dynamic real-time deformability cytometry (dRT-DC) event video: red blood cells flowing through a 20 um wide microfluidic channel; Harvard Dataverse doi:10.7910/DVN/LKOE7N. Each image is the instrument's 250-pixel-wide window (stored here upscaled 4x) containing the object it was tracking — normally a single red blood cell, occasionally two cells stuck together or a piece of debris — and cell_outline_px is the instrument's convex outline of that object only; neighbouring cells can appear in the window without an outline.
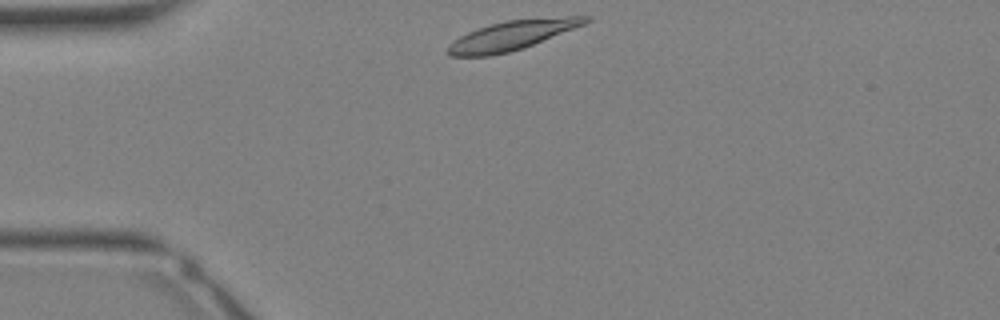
{"species": "Egyptian fruit bat (a non-hibernating species)", "species_latin": "Rousettus aegyptiacus", "temperature_condition": "warm", "stored_images_in_passage": 27, "camera_frame_rate_fps": 3000, "um_per_image_px": 0.085, "animal": {"sex": "female"}, "frame": {"image": 1, "passage_image": 1, "time_ms": 0.0, "image_size_px": [1000, 320], "cell_outline_px": [[592, 20], [584, 24], [532, 44], [508, 52], [488, 56], [448, 56], [448, 48], [460, 36], [468, 32], [488, 24], [504, 20], [568, 16], [592, 16]], "centroid_in_image_um": [43.53, 2.98], "position_along_channel_um": 41.5, "area_um2": 23.06}}
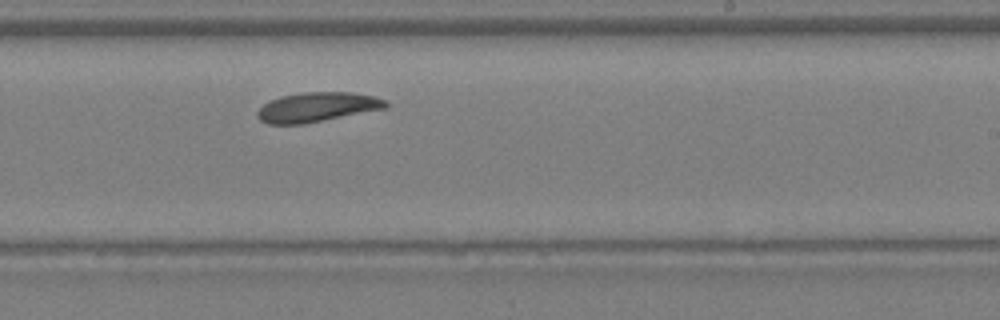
{"frame": {"image": 2, "passage_image": 14, "time_ms": 4.333, "image_size_px": [1000, 320], "cell_outline_px": [[388, 108], [304, 124], [268, 124], [260, 120], [256, 116], [256, 112], [268, 100], [280, 96], [304, 92], [352, 92], [372, 96], [384, 100], [388, 104]], "centroid_in_image_um": [26.93, 9.11], "position_along_channel_um": 262.1, "area_um2": 22.2}}
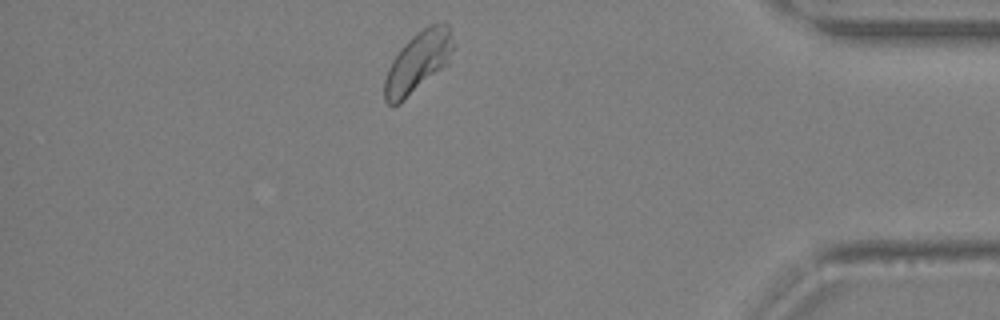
{"frame": {"image": 3, "passage_image": 23, "time_ms": 7.333, "image_size_px": [1000, 320], "cell_outline_px": [[452, 48], [448, 64], [400, 104], [392, 108], [384, 100], [384, 80], [388, 68], [392, 60], [400, 48], [416, 32], [428, 24], [444, 20], [448, 24], [452, 32]], "centroid_in_image_um": [35.52, 5.26], "position_along_channel_um": 399.7, "area_um2": 24.74}}